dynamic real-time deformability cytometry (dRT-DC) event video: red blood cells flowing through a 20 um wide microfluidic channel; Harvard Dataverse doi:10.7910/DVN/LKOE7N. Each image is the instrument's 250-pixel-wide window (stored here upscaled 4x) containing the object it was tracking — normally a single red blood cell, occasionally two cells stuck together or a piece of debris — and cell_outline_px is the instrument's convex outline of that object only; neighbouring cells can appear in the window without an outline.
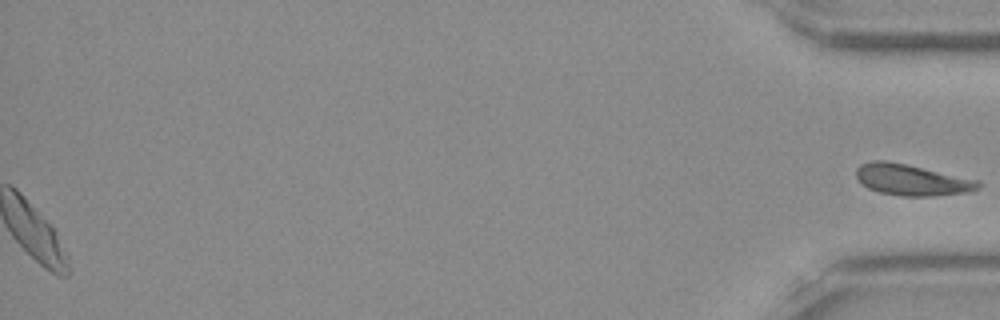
{"species": "Egyptian fruit bat (a non-hibernating species)", "species_latin": "Rousettus aegyptiacus", "temperature_condition": "room temperature", "stored_images_in_passage": 40, "segment_of_instrument_passage": [2, 2], "camera_frame_rate_fps": 3000, "um_per_image_px": 0.085, "frame": {"image": 1, "passage_image": 40, "time_ms": 13.0, "image_size_px": [1000, 320], "cell_outline_px": [[980, 188], [968, 192], [932, 196], [900, 196], [880, 192], [868, 188], [860, 184], [856, 180], [856, 168], [860, 164], [872, 160], [884, 160], [904, 164], [980, 180]], "centroid_in_image_um": [77.46, 15.29], "position_along_channel_um": 357.7, "area_um2": 22.2}}